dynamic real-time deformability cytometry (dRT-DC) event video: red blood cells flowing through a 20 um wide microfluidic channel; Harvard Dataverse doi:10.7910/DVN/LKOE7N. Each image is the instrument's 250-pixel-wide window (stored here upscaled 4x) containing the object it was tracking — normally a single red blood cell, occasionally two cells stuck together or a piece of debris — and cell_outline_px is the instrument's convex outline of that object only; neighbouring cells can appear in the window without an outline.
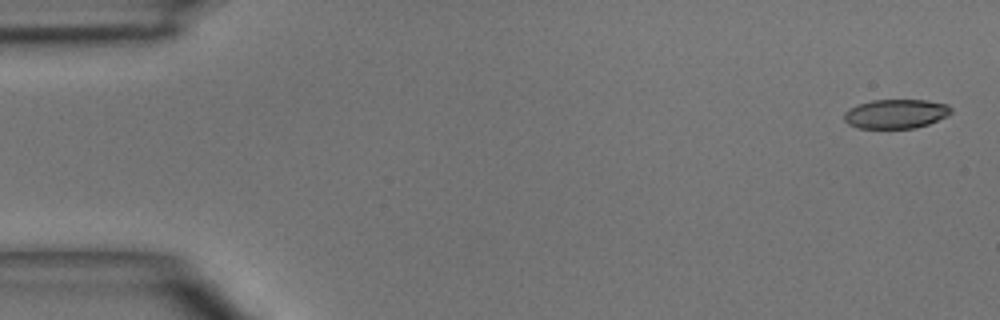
{"species": "common noctule bat (a hibernating species)", "species_latin": "Nyctalus noctula", "temperature_condition": "room temperature", "stored_images_in_passage": 6, "camera_frame_rate_fps": 3000, "um_per_image_px": 0.085, "animal": {"sex": "male", "body_mass_g": 15.6}, "frame": {"image": 1, "passage_image": 1, "time_ms": 0.0, "image_size_px": [1000, 320], "cell_outline_px": [[952, 112], [948, 116], [928, 124], [916, 128], [856, 128], [848, 124], [844, 120], [844, 112], [848, 108], [872, 100], [928, 100], [948, 104], [952, 108]], "centroid_in_image_um": [76.16, 9.67], "position_along_channel_um": 8.8, "area_um2": 18.38}}
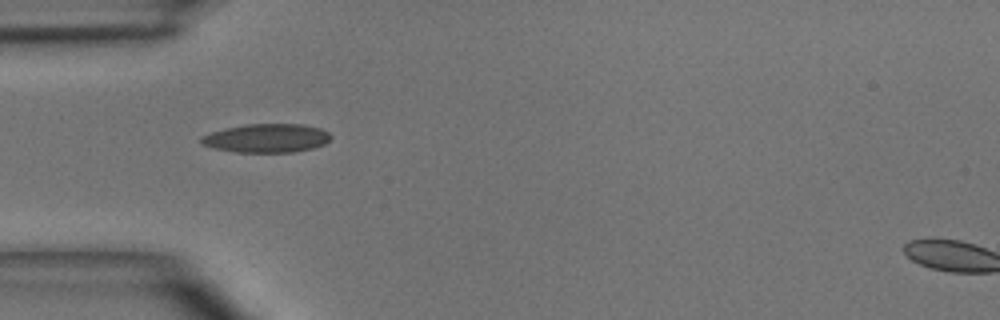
{"frame": {"image": 2, "passage_image": 4, "time_ms": 4.333, "image_size_px": [1000, 320], "cell_outline_px": [[332, 136], [324, 144], [312, 148], [296, 152], [236, 152], [212, 148], [200, 144], [200, 136], [224, 128], [244, 124], [304, 124], [320, 128], [328, 132]], "centroid_in_image_um": [22.63, 11.74], "position_along_channel_um": 62.4, "area_um2": 21.85}}
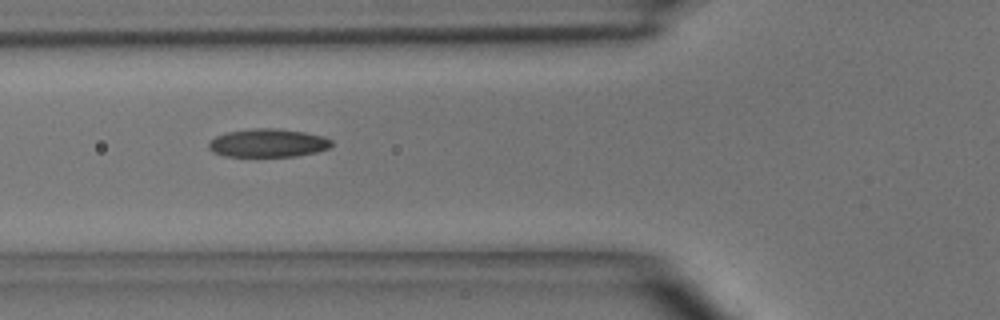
{"frame": {"image": 3, "passage_image": 5, "time_ms": 5.333, "image_size_px": [1000, 320], "cell_outline_px": [[332, 144], [328, 148], [316, 152], [296, 156], [224, 156], [212, 152], [208, 148], [208, 144], [216, 136], [228, 132], [252, 128], [276, 128], [304, 132], [324, 136], [332, 140]], "centroid_in_image_um": [22.78, 12.15], "position_along_channel_um": 103.0, "area_um2": 20.23}}